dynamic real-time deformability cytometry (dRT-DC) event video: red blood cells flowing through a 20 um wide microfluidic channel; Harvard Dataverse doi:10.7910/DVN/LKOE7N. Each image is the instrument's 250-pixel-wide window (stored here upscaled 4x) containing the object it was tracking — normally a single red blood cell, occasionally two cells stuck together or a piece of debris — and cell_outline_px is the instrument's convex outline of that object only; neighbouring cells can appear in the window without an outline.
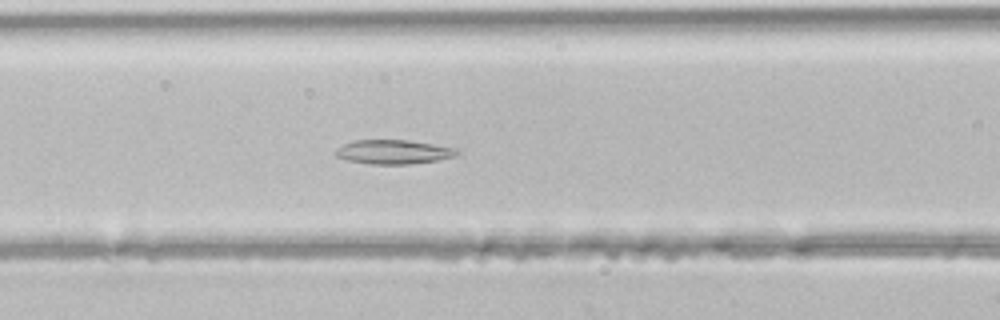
{"species": "common noctule bat (a hibernating species)", "species_latin": "Nyctalus noctula", "temperature_condition": "room temperature", "stored_images_in_passage": 41, "segment_of_instrument_passage": [1, 2], "camera_frame_rate_fps": 3000, "um_per_image_px": 0.085, "animal": {"sex": "male", "body_mass_g": 21.5, "forearm_length_mm": 52.0}, "frame": {"image": 1, "passage_image": 14, "time_ms": 4.333, "image_size_px": [1000, 320], "cell_outline_px": [[460, 152], [456, 156], [436, 160], [408, 164], [372, 164], [344, 160], [336, 156], [336, 148], [352, 140], [408, 140], [456, 148]], "centroid_in_image_um": [33.42, 12.91], "position_along_channel_um": 133.2, "area_um2": 17.05}}
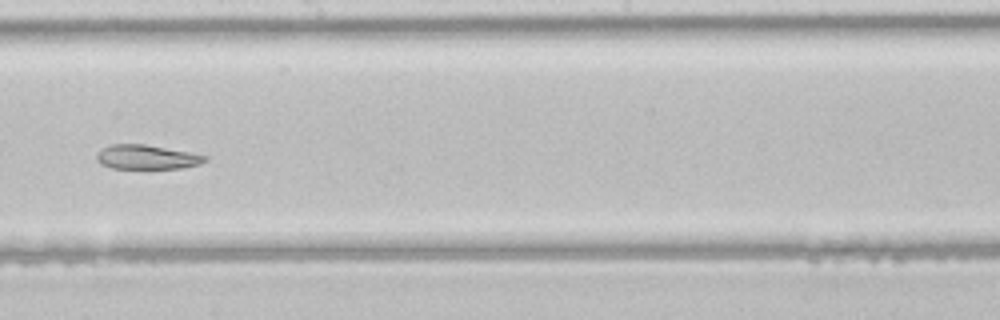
{"frame": {"image": 2, "passage_image": 21, "time_ms": 6.667, "image_size_px": [1000, 320], "cell_outline_px": [[208, 160], [200, 164], [180, 168], [112, 168], [100, 164], [96, 160], [96, 152], [100, 148], [112, 144], [144, 144], [188, 152], [208, 156]], "centroid_in_image_um": [12.43, 13.35], "position_along_channel_um": 235.8, "area_um2": 15.37}}
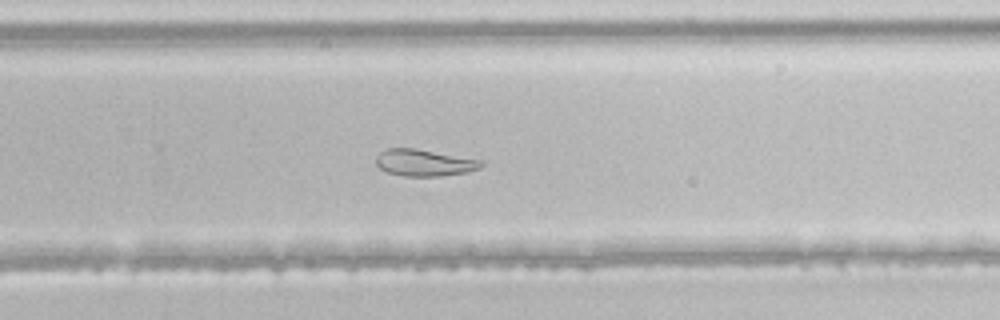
{"frame": {"image": 3, "passage_image": 25, "time_ms": 8.0, "image_size_px": [1000, 320], "cell_outline_px": [[484, 164], [480, 168], [468, 172], [440, 176], [404, 176], [388, 172], [380, 168], [376, 164], [376, 156], [384, 148], [416, 148], [484, 160]], "centroid_in_image_um": [36.09, 13.82], "position_along_channel_um": 293.7, "area_um2": 16.59}}